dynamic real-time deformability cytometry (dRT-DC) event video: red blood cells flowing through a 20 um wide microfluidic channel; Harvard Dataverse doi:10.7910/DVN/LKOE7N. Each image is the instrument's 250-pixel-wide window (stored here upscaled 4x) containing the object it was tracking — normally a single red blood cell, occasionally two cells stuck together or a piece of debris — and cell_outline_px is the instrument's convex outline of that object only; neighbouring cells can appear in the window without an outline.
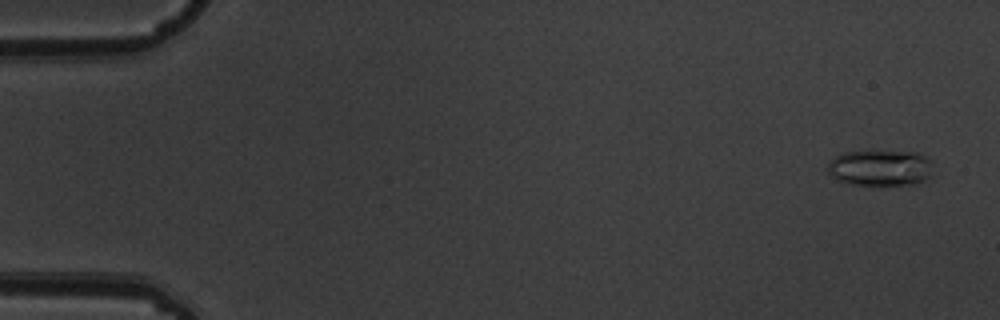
{"species": "common noctule bat (a hibernating species)", "species_latin": "Nyctalus noctula", "temperature_condition": "warm", "stored_images_in_passage": 4, "camera_frame_rate_fps": 3000, "um_per_image_px": 0.085, "animal": {"sex": "male", "body_mass_g": 19.5, "forearm_length_mm": 54.6}, "frame": {"image": 1, "passage_image": 1, "time_ms": 0.0, "image_size_px": [1000, 320], "cell_outline_px": [[932, 176], [924, 180], [912, 184], [880, 188], [848, 184], [836, 180], [828, 172], [828, 160], [844, 152], [868, 148], [872, 148], [916, 152], [928, 156], [932, 164]], "centroid_in_image_um": [74.81, 14.26], "position_along_channel_um": 10.2, "area_um2": 24.04}}